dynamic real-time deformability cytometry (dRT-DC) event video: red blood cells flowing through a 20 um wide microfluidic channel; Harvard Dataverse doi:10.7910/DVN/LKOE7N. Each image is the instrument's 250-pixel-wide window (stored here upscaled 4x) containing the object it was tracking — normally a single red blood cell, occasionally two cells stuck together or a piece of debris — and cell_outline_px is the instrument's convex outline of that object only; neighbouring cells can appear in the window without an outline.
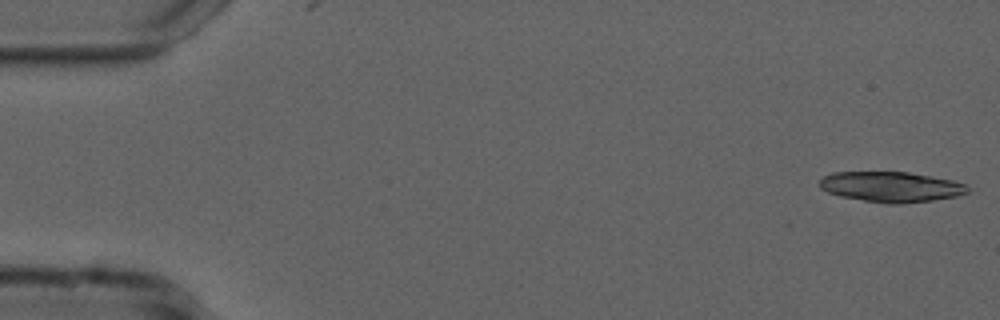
{"species": "common noctule bat (a hibernating species)", "species_latin": "Nyctalus noctula", "temperature_condition": "cold", "stored_images_in_passage": 12, "camera_frame_rate_fps": 3000, "um_per_image_px": 0.085, "animal": {"sex": "male", "forearm_length_mm": 52.5}, "frame": {"image": 1, "passage_image": 1, "time_ms": 0.0, "image_size_px": [1000, 320], "cell_outline_px": [[968, 192], [956, 196], [932, 200], [900, 204], [888, 204], [840, 196], [828, 192], [820, 188], [820, 180], [824, 176], [832, 172], [908, 172], [932, 176], [952, 180], [968, 184]], "centroid_in_image_um": [75.75, 15.88], "position_along_channel_um": 9.2, "area_um2": 26.13}}